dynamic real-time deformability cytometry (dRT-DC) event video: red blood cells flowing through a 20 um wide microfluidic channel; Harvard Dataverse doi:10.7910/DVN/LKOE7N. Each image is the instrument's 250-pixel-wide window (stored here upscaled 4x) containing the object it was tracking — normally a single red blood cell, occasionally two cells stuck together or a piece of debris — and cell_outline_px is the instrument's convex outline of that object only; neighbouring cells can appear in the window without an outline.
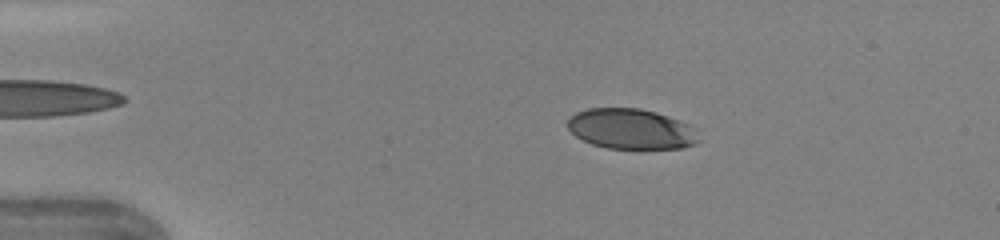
{"species": "human", "species_latin": "Homo sapiens", "temperature_condition": "warm", "stored_images_in_passage": 46, "camera_frame_rate_fps": 3000, "um_per_image_px": 0.085, "donor": {"sex": "female"}, "frame": {"image": 1, "passage_image": 9, "time_ms": 2.667, "image_size_px": [1000, 240], "cell_outline_px": [[700, 140], [692, 144], [680, 148], [640, 152], [608, 148], [592, 144], [576, 136], [568, 128], [568, 120], [576, 112], [588, 108], [640, 108], [656, 112], [668, 116], [688, 124]], "centroid_in_image_um": [53.64, 11.01], "position_along_channel_um": 31.4, "area_um2": 31.39}}
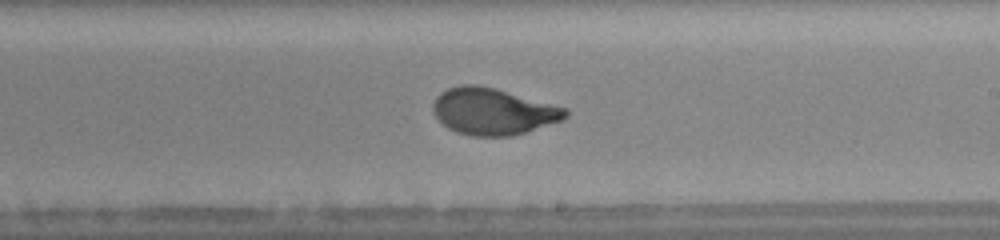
{"frame": {"image": 2, "passage_image": 28, "time_ms": 9.0, "image_size_px": [1000, 240], "cell_outline_px": [[568, 116], [560, 120], [512, 136], [472, 136], [456, 132], [448, 128], [432, 112], [432, 104], [436, 96], [440, 92], [448, 88], [460, 84], [476, 84], [492, 88], [568, 108]], "centroid_in_image_um": [41.86, 9.47], "position_along_channel_um": 247.1, "area_um2": 35.66}}
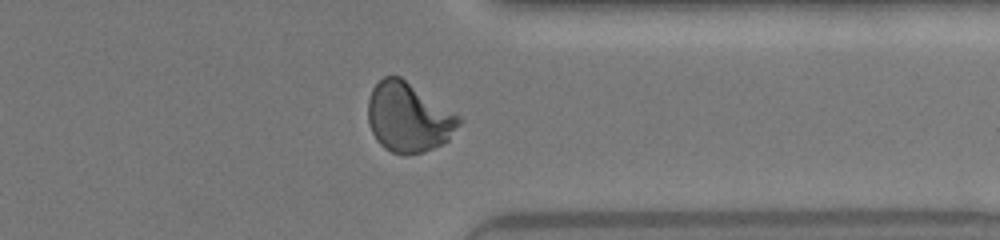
{"frame": {"image": 3, "passage_image": 37, "time_ms": 12.0, "image_size_px": [1000, 240], "cell_outline_px": [[464, 120], [448, 140], [424, 152], [408, 156], [404, 156], [392, 152], [384, 148], [376, 140], [372, 132], [368, 120], [368, 100], [372, 88], [384, 76], [400, 76], [460, 116]], "centroid_in_image_um": [34.72, 10.0], "position_along_channel_um": 376.7, "area_um2": 36.93}, "authors_computed_cell_mechanics": {"area_um2": 35.2869, "velocity_mm_per_s": 4.3655, "shape_relaxation_time_tau1_ms": 3.4646, "shape_relaxation_time_tau2_ms": null, "deformation_change_tau1": 0.1875, "deformation_change_tau2": null}}